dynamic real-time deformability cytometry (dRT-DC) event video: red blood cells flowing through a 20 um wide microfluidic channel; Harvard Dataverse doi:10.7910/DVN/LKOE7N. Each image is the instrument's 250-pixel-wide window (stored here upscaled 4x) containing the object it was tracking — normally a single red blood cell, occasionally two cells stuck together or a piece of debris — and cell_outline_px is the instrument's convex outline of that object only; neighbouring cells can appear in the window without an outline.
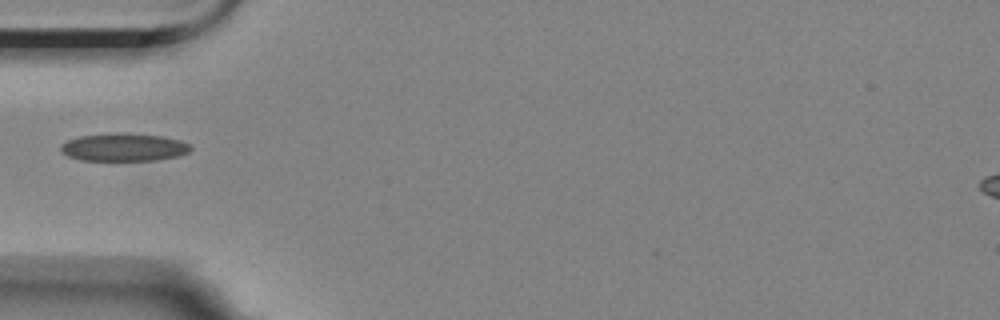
{"species": "Egyptian fruit bat (a non-hibernating species)", "species_latin": "Rousettus aegyptiacus", "temperature_condition": "room temperature", "stored_images_in_passage": 14, "camera_frame_rate_fps": 3000, "um_per_image_px": 0.085, "animal": {"sex": "female"}, "frame": {"image": 1, "passage_image": 4, "time_ms": 1.0, "image_size_px": [1000, 320], "cell_outline_px": [[192, 148], [188, 152], [180, 156], [156, 160], [80, 160], [68, 156], [60, 152], [60, 144], [68, 140], [80, 136], [116, 132], [124, 132], [164, 136], [180, 140], [188, 144]], "centroid_in_image_um": [10.51, 12.5], "position_along_channel_um": 74.5, "area_um2": 21.33}}
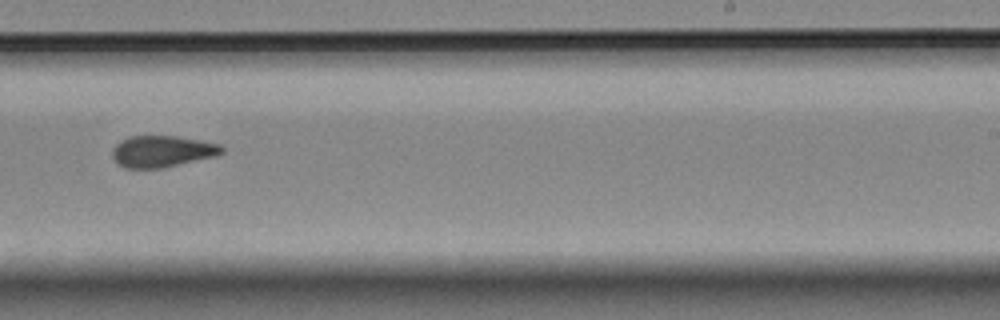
{"frame": {"image": 2, "passage_image": 9, "time_ms": 2.667, "image_size_px": [1000, 320], "cell_outline_px": [[224, 152], [216, 156], [164, 168], [124, 168], [112, 156], [112, 148], [120, 140], [128, 136], [176, 136], [200, 140], [220, 144], [224, 148]], "centroid_in_image_um": [13.79, 12.86], "position_along_channel_um": 275.2, "area_um2": 20.23}}
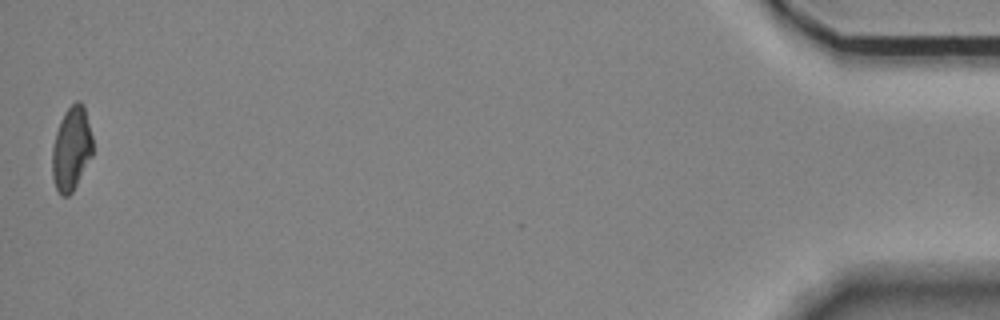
{"frame": {"image": 3, "passage_image": 14, "time_ms": 4.333, "image_size_px": [1000, 320], "cell_outline_px": [[92, 156], [72, 192], [68, 196], [60, 196], [56, 188], [52, 176], [52, 148], [56, 132], [60, 120], [64, 112], [76, 100], [80, 100], [84, 104], [92, 136]], "centroid_in_image_um": [6.06, 12.62], "position_along_channel_um": 429.1, "area_um2": 19.88}}